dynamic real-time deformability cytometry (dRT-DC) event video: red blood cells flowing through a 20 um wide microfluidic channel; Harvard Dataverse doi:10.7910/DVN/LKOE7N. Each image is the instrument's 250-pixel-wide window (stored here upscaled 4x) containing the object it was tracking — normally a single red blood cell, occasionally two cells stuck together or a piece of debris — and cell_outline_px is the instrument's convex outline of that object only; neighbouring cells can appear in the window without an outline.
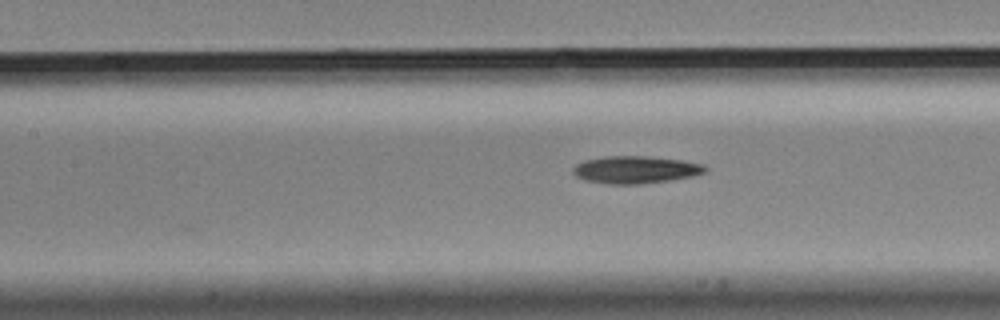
{"species": "Egyptian fruit bat (a non-hibernating species)", "species_latin": "Rousettus aegyptiacus", "temperature_condition": "cold", "stored_images_in_passage": 7, "camera_frame_rate_fps": 3000, "um_per_image_px": 0.085, "animal": {"sex": "male"}, "frame": {"image": 1, "passage_image": 7, "time_ms": 2.0, "image_size_px": [1000, 320], "cell_outline_px": [[708, 168], [704, 172], [692, 176], [672, 180], [640, 184], [608, 184], [588, 180], [576, 176], [572, 172], [572, 168], [576, 164], [584, 160], [604, 156], [644, 156], [680, 160], [704, 164]], "centroid_in_image_um": [54.01, 14.42], "position_along_channel_um": 153.4, "area_um2": 21.04}}